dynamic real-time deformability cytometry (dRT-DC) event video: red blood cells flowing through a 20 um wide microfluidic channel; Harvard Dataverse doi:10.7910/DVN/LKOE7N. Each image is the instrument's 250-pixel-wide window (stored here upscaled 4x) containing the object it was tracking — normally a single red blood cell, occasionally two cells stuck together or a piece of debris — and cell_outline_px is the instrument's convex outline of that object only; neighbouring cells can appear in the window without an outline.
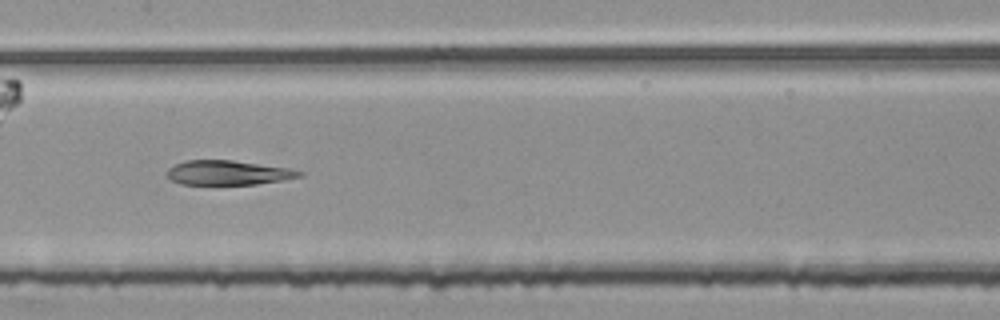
{"species": "common noctule bat (a hibernating species)", "species_latin": "Nyctalus noctula", "temperature_condition": "room temperature", "stored_images_in_passage": 40, "camera_frame_rate_fps": 3000, "um_per_image_px": 0.085, "animal": {"sex": "female", "body_mass_g": 25.1}, "frame": {"image": 1, "passage_image": 13, "time_ms": 4.0, "image_size_px": [1000, 320], "cell_outline_px": [[304, 176], [256, 184], [180, 184], [164, 176], [164, 172], [168, 168], [184, 160], [232, 160], [292, 168], [304, 172]], "centroid_in_image_um": [19.36, 14.67], "position_along_channel_um": 188.0, "area_um2": 19.07}}
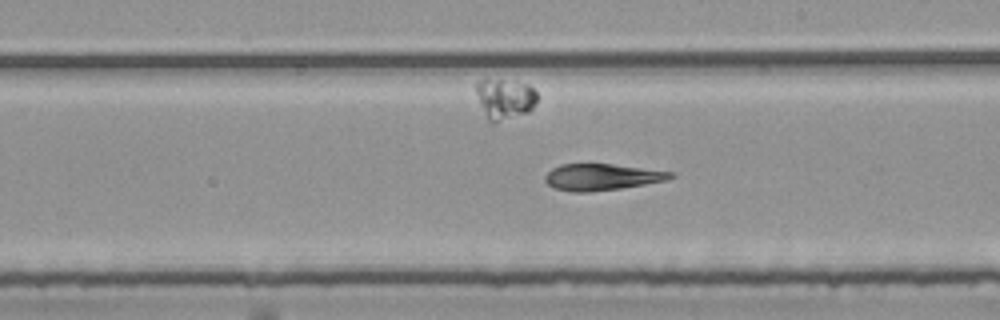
{"frame": {"image": 2, "passage_image": 17, "time_ms": 5.333, "image_size_px": [1000, 320], "cell_outline_px": [[676, 176], [668, 180], [620, 188], [588, 192], [572, 192], [552, 188], [544, 180], [544, 176], [552, 168], [560, 164], [612, 164], [672, 172]], "centroid_in_image_um": [51.11, 15.05], "position_along_channel_um": 237.9, "area_um2": 19.31}}
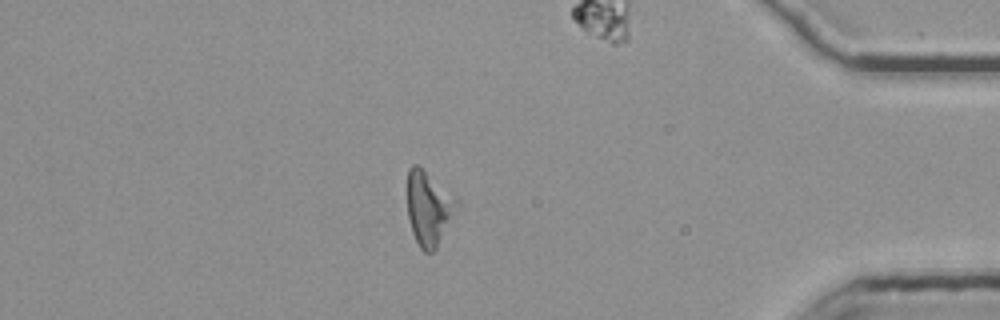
{"frame": {"image": 3, "passage_image": 33, "time_ms": 10.667, "image_size_px": [1000, 320], "cell_outline_px": [[460, 208], [436, 248], [432, 252], [424, 252], [420, 248], [412, 232], [408, 220], [408, 168], [412, 164], [416, 164], [456, 200], [460, 204]], "centroid_in_image_um": [36.44, 17.76], "position_along_channel_um": 398.8, "area_um2": 20.98}}